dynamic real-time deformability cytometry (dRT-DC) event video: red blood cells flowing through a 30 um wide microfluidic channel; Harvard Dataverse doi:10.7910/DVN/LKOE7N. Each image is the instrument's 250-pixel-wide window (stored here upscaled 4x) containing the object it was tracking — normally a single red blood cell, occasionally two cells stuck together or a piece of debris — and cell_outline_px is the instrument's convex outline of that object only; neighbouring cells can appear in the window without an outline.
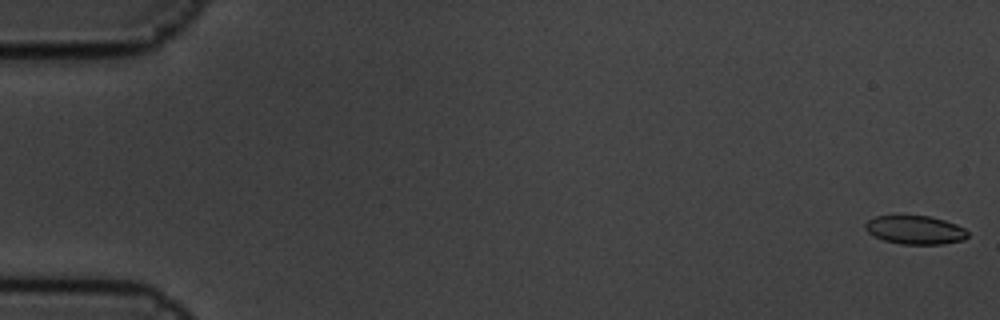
{"species": "common noctule bat (a hibernating species)", "species_latin": "Nyctalus noctula", "temperature_condition": "cold", "stored_images_in_passage": 6, "camera_frame_rate_fps": 3000, "um_per_image_px": 0.085, "animal": {"sex": "male", "body_mass_g": 19.5, "forearm_length_mm": 54.6}, "frame": {"image": 1, "passage_image": 1, "time_ms": 0.0, "image_size_px": [1000, 320], "cell_outline_px": [[968, 236], [964, 240], [944, 244], [900, 244], [884, 240], [868, 232], [864, 228], [864, 224], [868, 220], [876, 216], [928, 216], [944, 220], [956, 224], [964, 228], [968, 232]], "centroid_in_image_um": [77.8, 19.55], "position_along_channel_um": 7.2, "area_um2": 16.99}}
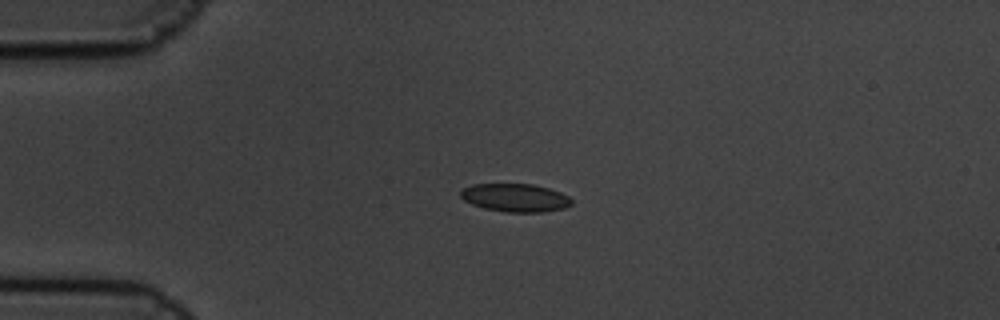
{"frame": {"image": 2, "passage_image": 5, "time_ms": 1.333, "image_size_px": [1000, 320], "cell_outline_px": [[572, 204], [564, 208], [544, 212], [504, 212], [484, 208], [472, 204], [464, 200], [460, 196], [460, 192], [464, 188], [472, 184], [532, 184], [548, 188], [560, 192], [568, 196], [572, 200]], "centroid_in_image_um": [43.8, 16.81], "position_along_channel_um": 41.2, "area_um2": 18.21}}